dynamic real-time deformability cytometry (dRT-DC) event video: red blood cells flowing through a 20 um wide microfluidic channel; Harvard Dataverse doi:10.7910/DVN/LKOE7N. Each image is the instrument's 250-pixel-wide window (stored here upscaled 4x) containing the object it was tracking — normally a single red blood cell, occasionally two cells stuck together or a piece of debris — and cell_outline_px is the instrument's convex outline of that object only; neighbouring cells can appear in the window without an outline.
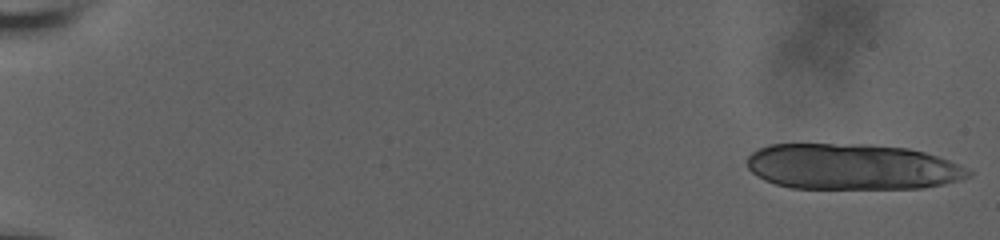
{"species": "human", "species_latin": "Homo sapiens", "temperature_condition": "room temperature", "stored_images_in_passage": 20, "camera_frame_rate_fps": 3000, "um_per_image_px": 0.085, "donor": {"sex": "male"}, "frame": {"image": 1, "passage_image": 1, "time_ms": 0.0, "image_size_px": [1000, 240], "cell_outline_px": [[972, 176], [960, 180], [944, 184], [924, 188], [792, 188], [776, 184], [764, 180], [756, 176], [748, 168], [748, 156], [752, 152], [768, 144], [868, 144], [908, 148], [924, 152], [948, 160], [972, 172]], "centroid_in_image_um": [72.41, 14.17], "position_along_channel_um": 12.6, "area_um2": 59.19}}